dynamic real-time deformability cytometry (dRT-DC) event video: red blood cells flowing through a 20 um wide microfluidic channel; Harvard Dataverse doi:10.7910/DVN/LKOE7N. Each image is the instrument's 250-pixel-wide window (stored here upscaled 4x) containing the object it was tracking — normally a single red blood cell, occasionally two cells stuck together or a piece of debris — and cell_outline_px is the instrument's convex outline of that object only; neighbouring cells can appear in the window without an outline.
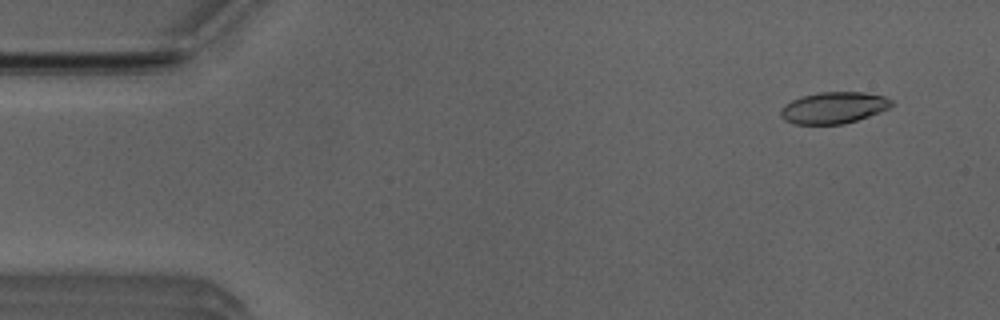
{"species": "Egyptian fruit bat (a non-hibernating species)", "species_latin": "Rousettus aegyptiacus", "temperature_condition": "room temperature", "stored_images_in_passage": 14, "camera_frame_rate_fps": 3000, "um_per_image_px": 0.085, "animal": {"sex": "male"}, "frame": {"image": 1, "passage_image": 4, "time_ms": 1.0, "image_size_px": [1000, 320], "cell_outline_px": [[892, 104], [888, 108], [880, 112], [844, 124], [796, 124], [784, 120], [780, 116], [780, 108], [792, 100], [800, 96], [820, 92], [864, 92], [884, 96], [892, 100]], "centroid_in_image_um": [70.83, 9.15], "position_along_channel_um": 14.2, "area_um2": 20.35}}